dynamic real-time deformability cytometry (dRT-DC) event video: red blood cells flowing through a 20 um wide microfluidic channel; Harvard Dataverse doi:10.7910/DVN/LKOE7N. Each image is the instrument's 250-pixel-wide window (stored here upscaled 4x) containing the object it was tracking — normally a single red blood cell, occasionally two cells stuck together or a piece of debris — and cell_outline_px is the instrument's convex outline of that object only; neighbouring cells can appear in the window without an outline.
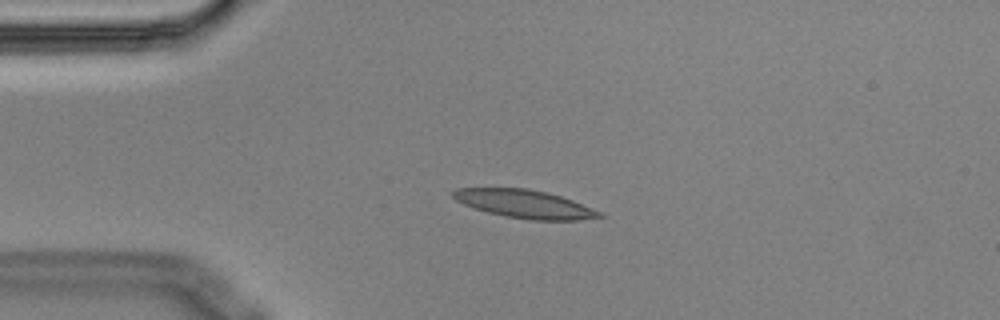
{"species": "Egyptian fruit bat (a non-hibernating species)", "species_latin": "Rousettus aegyptiacus", "temperature_condition": "cold", "stored_images_in_passage": 5, "camera_frame_rate_fps": 3000, "um_per_image_px": 0.085, "animal": {"sex": "male"}, "frame": {"image": 1, "passage_image": 4, "time_ms": 1.0, "image_size_px": [1000, 320], "cell_outline_px": [[604, 216], [580, 220], [532, 220], [504, 216], [488, 212], [464, 204], [456, 200], [452, 196], [452, 192], [456, 188], [528, 188], [548, 192], [572, 200], [604, 212]], "centroid_in_image_um": [44.63, 17.33], "position_along_channel_um": 40.4, "area_um2": 24.04}}